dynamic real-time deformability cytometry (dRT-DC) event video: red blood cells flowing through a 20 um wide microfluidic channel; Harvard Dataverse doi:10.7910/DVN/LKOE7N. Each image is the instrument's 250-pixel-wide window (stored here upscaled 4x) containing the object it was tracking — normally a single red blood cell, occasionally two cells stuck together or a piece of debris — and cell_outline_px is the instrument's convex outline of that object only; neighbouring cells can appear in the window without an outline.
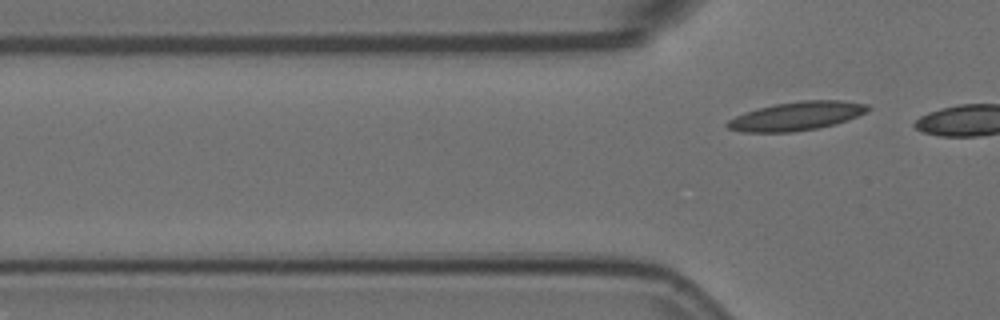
{"species": "Egyptian fruit bat (a non-hibernating species)", "species_latin": "Rousettus aegyptiacus", "temperature_condition": "room temperature", "stored_images_in_passage": 7, "segment_of_instrument_passage": [2, 2], "camera_frame_rate_fps": 3000, "um_per_image_px": 0.085, "animal": {"sex": "female"}, "frame": {"image": 1, "passage_image": 7, "time_ms": 2.0, "image_size_px": [1000, 320], "cell_outline_px": [[872, 108], [856, 116], [836, 124], [816, 128], [792, 132], [744, 132], [728, 128], [724, 124], [728, 120], [744, 112], [776, 104], [804, 100], [840, 100], [868, 104]], "centroid_in_image_um": [67.7, 9.86], "position_along_channel_um": 58.1, "area_um2": 23.24}}